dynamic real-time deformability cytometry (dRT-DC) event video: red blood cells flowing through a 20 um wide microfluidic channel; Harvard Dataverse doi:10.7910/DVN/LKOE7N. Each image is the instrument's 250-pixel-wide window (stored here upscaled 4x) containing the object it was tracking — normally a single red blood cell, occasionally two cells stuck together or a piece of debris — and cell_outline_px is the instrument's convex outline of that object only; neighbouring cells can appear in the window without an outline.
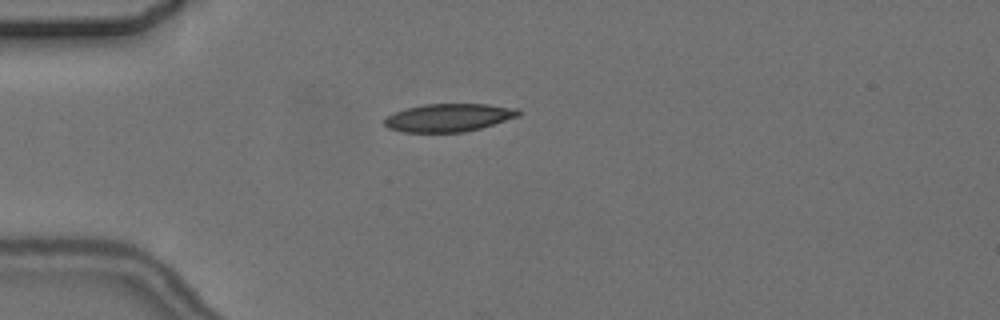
{"species": "common noctule bat (a hibernating species)", "species_latin": "Nyctalus noctula", "temperature_condition": "cold", "stored_images_in_passage": 4, "camera_frame_rate_fps": 3000, "um_per_image_px": 0.085, "animal": {"sex": "female", "body_mass_g": 24.6, "forearm_length_mm": 56.2}, "frame": {"image": 1, "passage_image": 2, "time_ms": 2.0, "image_size_px": [1000, 320], "cell_outline_px": [[520, 116], [480, 128], [464, 132], [404, 132], [388, 128], [384, 124], [384, 120], [388, 116], [396, 112], [408, 108], [424, 104], [488, 104], [516, 108], [520, 112]], "centroid_in_image_um": [38.16, 10.0], "position_along_channel_um": 46.8, "area_um2": 21.68}}
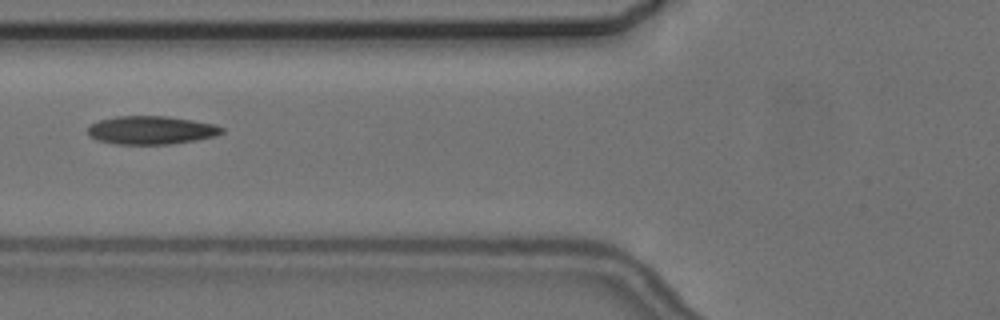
{"frame": {"image": 2, "passage_image": 4, "time_ms": 4.333, "image_size_px": [1000, 320], "cell_outline_px": [[224, 132], [216, 136], [196, 140], [172, 144], [116, 144], [96, 140], [88, 136], [88, 128], [92, 124], [100, 120], [116, 116], [168, 116], [216, 124], [224, 128]], "centroid_in_image_um": [12.87, 11.06], "position_along_channel_um": 112.9, "area_um2": 22.25}}